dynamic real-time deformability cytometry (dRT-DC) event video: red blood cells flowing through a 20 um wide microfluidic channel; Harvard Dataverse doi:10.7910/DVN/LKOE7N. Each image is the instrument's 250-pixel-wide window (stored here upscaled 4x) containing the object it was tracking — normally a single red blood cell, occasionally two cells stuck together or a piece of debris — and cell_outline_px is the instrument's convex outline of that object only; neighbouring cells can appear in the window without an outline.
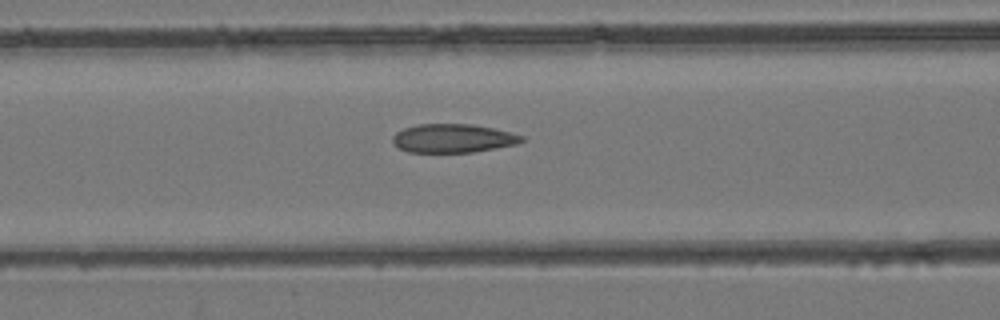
{"species": "common noctule bat (a hibernating species)", "species_latin": "Nyctalus noctula", "temperature_condition": "room temperature", "stored_images_in_passage": 47, "camera_frame_rate_fps": 3000, "um_per_image_px": 0.085, "animal": {"sex": "female", "body_mass_g": 24.6, "forearm_length_mm": 56.2}, "frame": {"image": 1, "passage_image": 20, "time_ms": 6.333, "image_size_px": [1000, 320], "cell_outline_px": [[524, 140], [516, 144], [472, 152], [408, 152], [400, 148], [392, 140], [392, 136], [396, 132], [404, 128], [420, 124], [472, 124], [512, 132], [524, 136]], "centroid_in_image_um": [38.51, 11.75], "position_along_channel_um": 128.1, "area_um2": 21.39}}
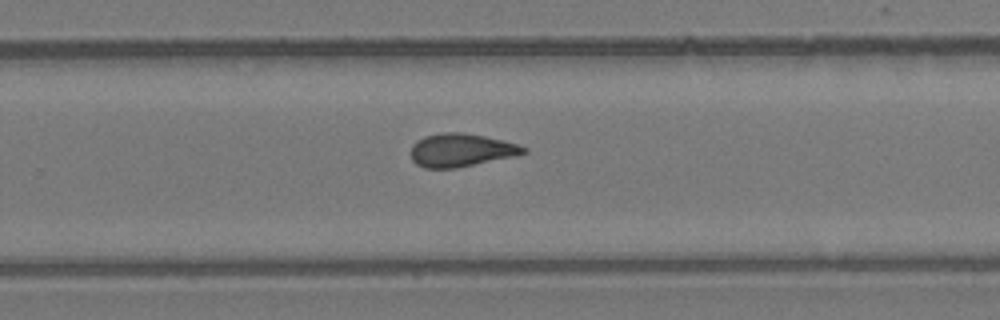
{"frame": {"image": 2, "passage_image": 31, "time_ms": 10.0, "image_size_px": [1000, 320], "cell_outline_px": [[528, 152], [516, 156], [456, 168], [424, 168], [416, 164], [412, 160], [412, 144], [416, 140], [424, 136], [444, 132], [460, 132], [484, 136], [516, 144], [528, 148]], "centroid_in_image_um": [39.18, 12.77], "position_along_channel_um": 290.6, "area_um2": 21.73}}
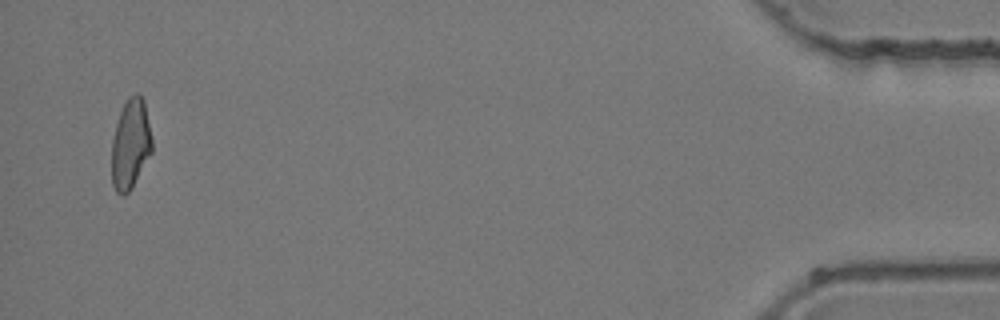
{"frame": {"image": 3, "passage_image": 46, "time_ms": 15.0, "image_size_px": [1000, 320], "cell_outline_px": [[152, 152], [132, 188], [124, 196], [120, 196], [116, 192], [112, 184], [112, 140], [116, 124], [120, 112], [128, 96], [136, 92], [144, 100], [152, 140]], "centroid_in_image_um": [11.09, 12.27], "position_along_channel_um": 424.1, "area_um2": 21.21}}